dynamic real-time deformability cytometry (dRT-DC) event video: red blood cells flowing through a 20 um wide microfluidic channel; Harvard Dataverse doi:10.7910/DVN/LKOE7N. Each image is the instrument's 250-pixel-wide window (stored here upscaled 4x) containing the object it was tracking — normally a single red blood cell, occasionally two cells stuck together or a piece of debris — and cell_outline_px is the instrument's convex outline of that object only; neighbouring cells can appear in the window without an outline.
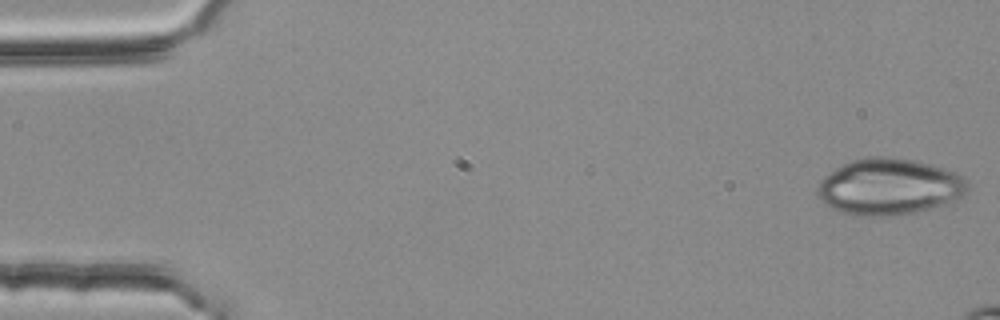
{"species": "common noctule bat (a hibernating species)", "species_latin": "Nyctalus noctula", "temperature_condition": "room temperature", "stored_images_in_passage": 12, "camera_frame_rate_fps": 3000, "um_per_image_px": 0.085, "animal": {"sex": "female", "body_mass_g": 25.1}, "frame": {"image": 1, "passage_image": 1, "time_ms": 0.0, "image_size_px": [1000, 320], "cell_outline_px": [[968, 192], [964, 196], [948, 204], [916, 212], [888, 216], [852, 216], [840, 212], [824, 204], [816, 196], [816, 188], [820, 180], [824, 176], [836, 168], [852, 160], [868, 156], [892, 156], [916, 160], [964, 176], [968, 180]], "centroid_in_image_um": [75.57, 15.88], "position_along_channel_um": 9.4, "area_um2": 50.0}}